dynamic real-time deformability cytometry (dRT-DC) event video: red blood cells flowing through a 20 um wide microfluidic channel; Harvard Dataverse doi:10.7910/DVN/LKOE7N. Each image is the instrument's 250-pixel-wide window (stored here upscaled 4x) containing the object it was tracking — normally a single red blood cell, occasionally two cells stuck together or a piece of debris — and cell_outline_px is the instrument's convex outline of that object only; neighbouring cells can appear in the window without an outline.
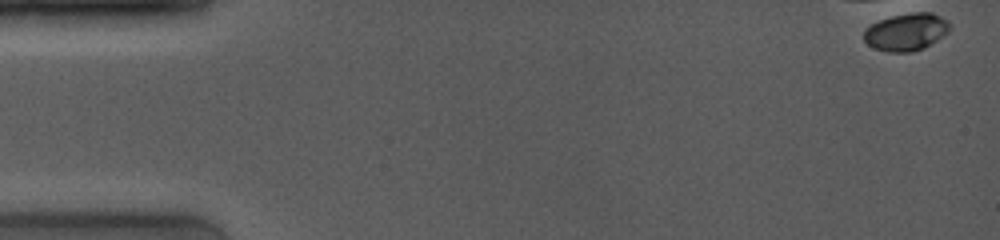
{"species": "common noctule bat (a hibernating species)", "species_latin": "Nyctalus noctula", "temperature_condition": "room temperature", "stored_images_in_passage": 3, "camera_frame_rate_fps": 4000, "um_per_image_px": 0.085, "animal": {"sex": "female", "body_mass_g": 19.0, "forearm_length_mm": 53.3}, "frame": {"image": 1, "passage_image": 1, "time_ms": 0.0, "image_size_px": [1000, 240], "cell_outline_px": [[948, 32], [944, 36], [924, 48], [912, 52], [888, 52], [876, 48], [868, 44], [864, 40], [864, 28], [880, 20], [892, 16], [912, 12], [932, 12], [948, 20]], "centroid_in_image_um": [77.04, 2.71], "position_along_channel_um": 8.0, "area_um2": 18.67}}